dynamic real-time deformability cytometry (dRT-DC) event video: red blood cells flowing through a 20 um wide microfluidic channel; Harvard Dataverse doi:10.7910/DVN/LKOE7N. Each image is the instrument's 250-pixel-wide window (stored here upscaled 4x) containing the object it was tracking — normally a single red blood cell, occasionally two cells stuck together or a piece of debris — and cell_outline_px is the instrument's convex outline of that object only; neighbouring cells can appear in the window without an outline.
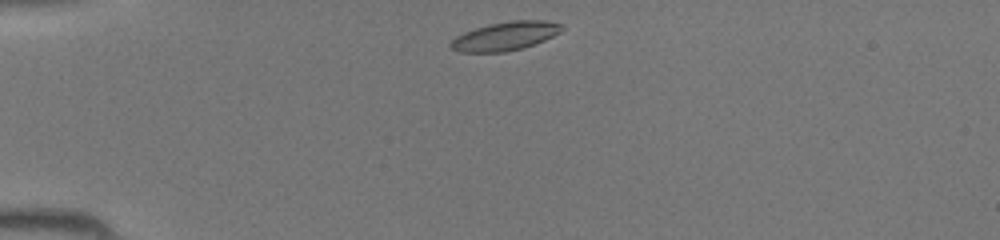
{"species": "common noctule bat (a hibernating species)", "species_latin": "Nyctalus noctula", "temperature_condition": "room temperature", "stored_images_in_passage": 34, "camera_frame_rate_fps": 3000, "um_per_image_px": 0.085, "animal": {"sex": "female", "body_mass_g": 19.5, "forearm_length_mm": 54.1}, "frame": {"image": 1, "passage_image": 1, "time_ms": 0.0, "image_size_px": [1000, 240], "cell_outline_px": [[564, 28], [560, 32], [544, 40], [524, 48], [504, 52], [460, 52], [452, 48], [448, 44], [456, 36], [464, 32], [488, 24], [512, 20], [544, 20], [564, 24]], "centroid_in_image_um": [42.96, 3.06], "position_along_channel_um": 42.0, "area_um2": 18.61}}
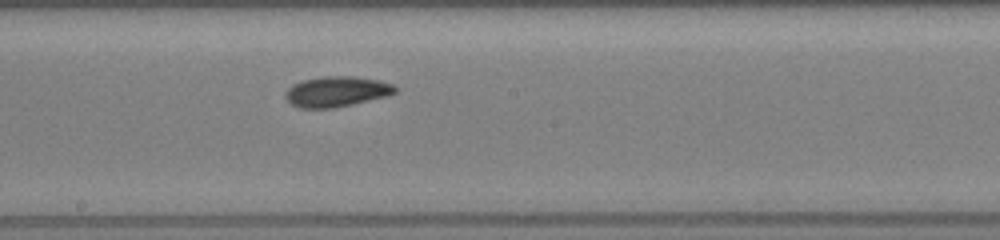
{"frame": {"image": 2, "passage_image": 15, "time_ms": 4.667, "image_size_px": [1000, 240], "cell_outline_px": [[396, 92], [388, 96], [352, 104], [332, 108], [300, 108], [292, 104], [284, 96], [284, 92], [292, 84], [304, 80], [320, 76], [352, 76], [380, 80], [392, 84], [396, 88]], "centroid_in_image_um": [28.6, 7.78], "position_along_channel_um": 219.6, "area_um2": 19.48}}
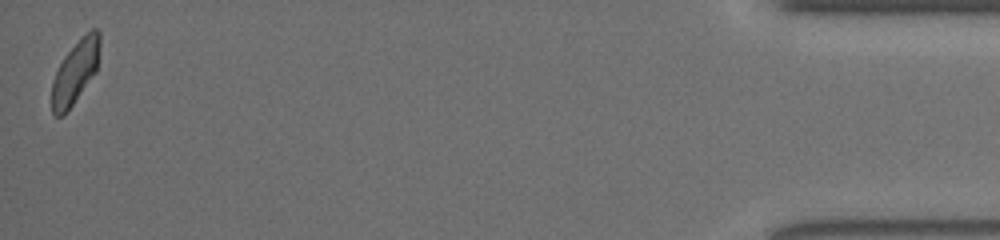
{"frame": {"image": 3, "passage_image": 34, "time_ms": 11.0, "image_size_px": [1000, 240], "cell_outline_px": [[100, 44], [96, 72], [64, 116], [56, 116], [52, 112], [52, 80], [64, 56], [92, 28], [96, 28], [100, 32]], "centroid_in_image_um": [6.4, 6.15], "position_along_channel_um": 428.8, "area_um2": 17.34}}